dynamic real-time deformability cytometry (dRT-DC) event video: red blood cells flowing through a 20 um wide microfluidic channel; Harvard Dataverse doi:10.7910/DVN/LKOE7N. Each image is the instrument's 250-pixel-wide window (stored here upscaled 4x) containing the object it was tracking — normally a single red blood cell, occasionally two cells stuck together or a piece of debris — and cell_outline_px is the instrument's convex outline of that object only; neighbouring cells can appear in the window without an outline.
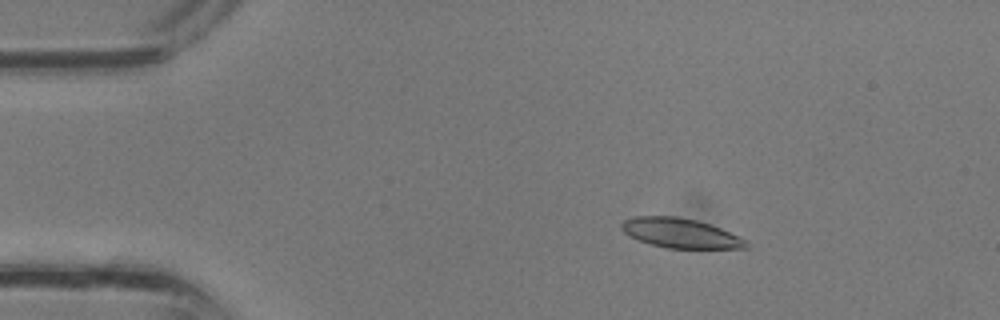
{"species": "common noctule bat (a hibernating species)", "species_latin": "Nyctalus noctula", "temperature_condition": "room temperature", "stored_images_in_passage": 30, "camera_frame_rate_fps": 3000, "um_per_image_px": 0.085, "animal": {"sex": "male", "body_mass_g": 13.3}, "frame": {"image": 1, "passage_image": 1, "time_ms": 0.0, "image_size_px": [1000, 320], "cell_outline_px": [[748, 248], [664, 248], [640, 240], [624, 232], [620, 228], [620, 224], [624, 220], [636, 216], [676, 216], [696, 220], [720, 228], [740, 236], [748, 240]], "centroid_in_image_um": [57.86, 19.81], "position_along_channel_um": 27.1, "area_um2": 21.39}}
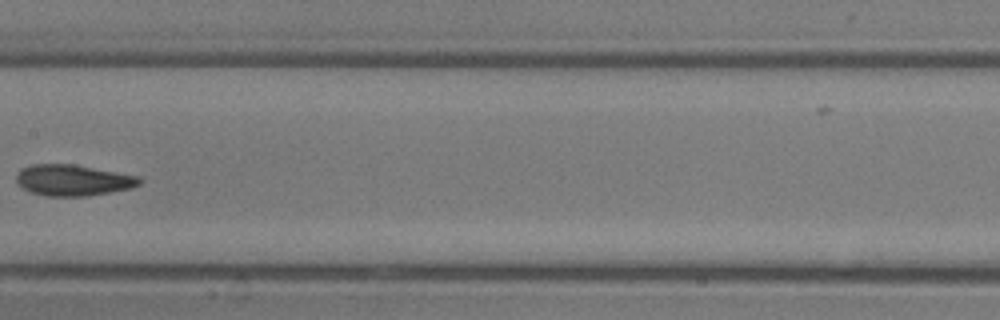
{"frame": {"image": 2, "passage_image": 13, "time_ms": 4.0, "image_size_px": [1000, 320], "cell_outline_px": [[144, 180], [140, 184], [132, 188], [88, 196], [44, 196], [20, 188], [16, 180], [16, 176], [20, 168], [32, 164], [72, 164], [140, 176]], "centroid_in_image_um": [6.2, 15.32], "position_along_channel_um": 201.2, "area_um2": 22.54}}
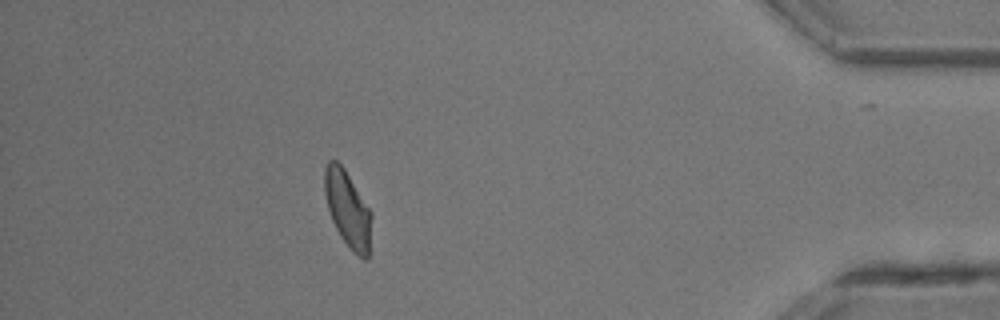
{"frame": {"image": 3, "passage_image": 26, "time_ms": 8.333, "image_size_px": [1000, 320], "cell_outline_px": [[372, 216], [368, 260], [364, 260], [340, 236], [332, 220], [328, 208], [324, 192], [324, 168], [328, 160], [336, 160], [344, 168], [372, 212]], "centroid_in_image_um": [29.55, 17.73], "position_along_channel_um": 405.6, "area_um2": 20.63}}